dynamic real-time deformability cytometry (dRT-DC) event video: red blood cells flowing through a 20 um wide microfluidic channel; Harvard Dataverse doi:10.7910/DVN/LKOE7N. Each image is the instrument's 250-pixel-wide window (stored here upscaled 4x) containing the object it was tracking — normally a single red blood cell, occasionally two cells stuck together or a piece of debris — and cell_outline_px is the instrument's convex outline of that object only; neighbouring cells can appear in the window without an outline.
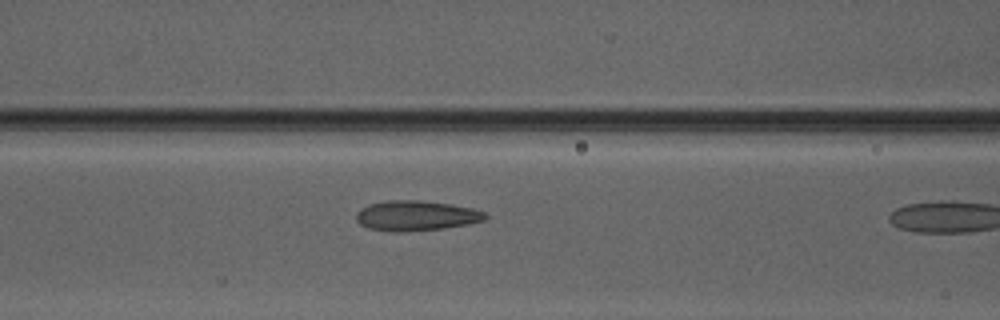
{"species": "Egyptian fruit bat (a non-hibernating species)", "species_latin": "Rousettus aegyptiacus", "temperature_condition": "warm", "stored_images_in_passage": 5, "camera_frame_rate_fps": 3000, "um_per_image_px": 0.085, "animal": {"sex": "male"}, "frame": {"image": 1, "passage_image": 4, "time_ms": 4.333, "image_size_px": [1000, 320], "cell_outline_px": [[488, 216], [484, 220], [468, 224], [444, 228], [404, 232], [396, 232], [368, 228], [360, 224], [356, 220], [356, 212], [360, 208], [368, 204], [388, 200], [416, 200], [452, 204], [472, 208], [484, 212]], "centroid_in_image_um": [35.34, 18.33], "position_along_channel_um": 131.3, "area_um2": 22.72}}